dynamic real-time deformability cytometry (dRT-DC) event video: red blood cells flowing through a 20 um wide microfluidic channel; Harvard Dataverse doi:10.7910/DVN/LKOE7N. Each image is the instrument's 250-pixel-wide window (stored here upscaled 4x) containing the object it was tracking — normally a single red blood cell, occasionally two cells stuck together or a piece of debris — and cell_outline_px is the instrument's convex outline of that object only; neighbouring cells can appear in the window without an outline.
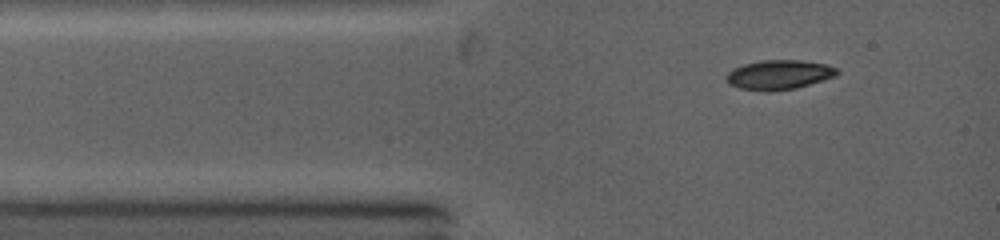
{"species": "common noctule bat (a hibernating species)", "species_latin": "Nyctalus noctula", "temperature_condition": "warm", "stored_images_in_passage": 60, "camera_frame_rate_fps": 5000, "um_per_image_px": 0.085, "animal": {"sex": "female", "body_mass_g": 19.0, "forearm_length_mm": 53.3}, "frame": {"image": 1, "passage_image": 1, "time_ms": 0.0, "image_size_px": [1000, 240], "cell_outline_px": [[836, 72], [832, 76], [796, 88], [740, 88], [732, 84], [728, 80], [728, 72], [744, 64], [764, 60], [800, 60], [824, 64], [836, 68]], "centroid_in_image_um": [66.23, 6.29], "position_along_channel_um": 18.8, "area_um2": 17.51}}
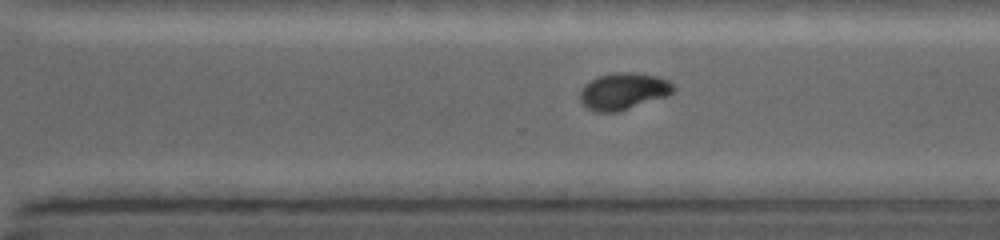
{"frame": {"image": 2, "passage_image": 38, "time_ms": 7.4, "image_size_px": [1000, 240], "cell_outline_px": [[676, 88], [668, 96], [616, 112], [592, 112], [580, 100], [580, 92], [584, 84], [600, 76], [620, 72], [656, 76], [668, 80]], "centroid_in_image_um": [52.98, 7.78], "position_along_channel_um": 317.6, "area_um2": 19.65}}
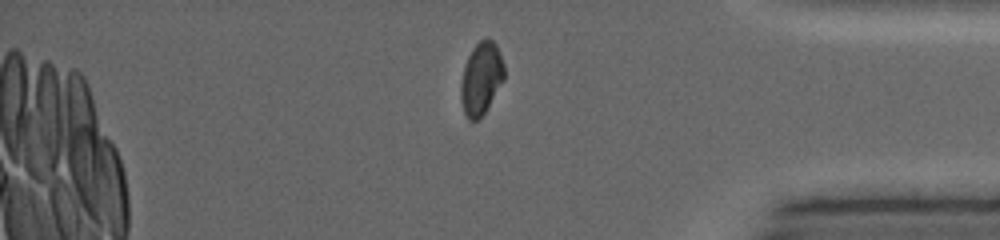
{"frame": {"image": 3, "passage_image": 49, "time_ms": 9.6, "image_size_px": [1000, 240], "cell_outline_px": [[504, 80], [484, 112], [476, 120], [468, 120], [464, 112], [460, 100], [460, 84], [464, 64], [472, 48], [480, 40], [488, 36], [496, 44], [504, 64]], "centroid_in_image_um": [40.88, 6.63], "position_along_channel_um": 394.3, "area_um2": 18.38}, "authors_computed_cell_mechanics": {"area_um2": 19.5364, "velocity_mm_per_s": 4.3932, "shape_relaxation_time_tau1_ms": 5.3613, "shape_relaxation_time_tau2_ms": null, "deformation_change_tau1": 0.2009, "deformation_change_tau2": null}}